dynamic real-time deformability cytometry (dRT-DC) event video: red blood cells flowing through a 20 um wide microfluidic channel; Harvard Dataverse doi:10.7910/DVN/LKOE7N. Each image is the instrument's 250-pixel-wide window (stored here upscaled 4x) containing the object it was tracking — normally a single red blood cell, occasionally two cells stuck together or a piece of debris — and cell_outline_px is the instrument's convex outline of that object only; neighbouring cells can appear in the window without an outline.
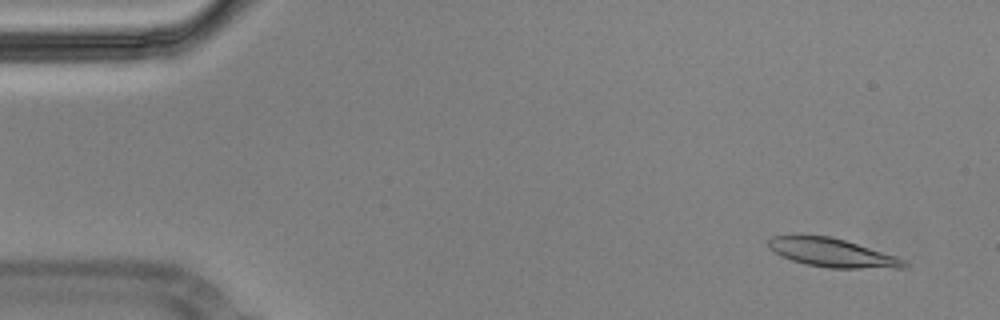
{"species": "Egyptian fruit bat (a non-hibernating species)", "species_latin": "Rousettus aegyptiacus", "temperature_condition": "cold", "stored_images_in_passage": 31, "camera_frame_rate_fps": 3000, "um_per_image_px": 0.085, "animal": {"sex": "male"}, "frame": {"image": 1, "passage_image": 4, "time_ms": 1.0, "image_size_px": [1000, 320], "cell_outline_px": [[908, 268], [828, 268], [804, 264], [780, 256], [768, 248], [768, 240], [772, 236], [832, 236], [896, 256], [904, 260], [908, 264]], "centroid_in_image_um": [70.74, 21.5], "position_along_channel_um": 14.3, "area_um2": 22.54}}
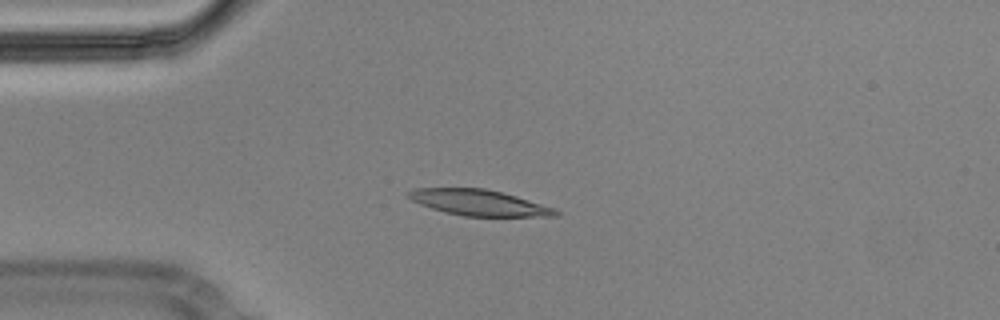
{"frame": {"image": 2, "passage_image": 14, "time_ms": 4.333, "image_size_px": [1000, 320], "cell_outline_px": [[560, 216], [464, 216], [444, 212], [420, 204], [404, 196], [404, 192], [412, 188], [484, 188], [516, 196], [556, 208], [560, 212]], "centroid_in_image_um": [40.67, 17.22], "position_along_channel_um": 44.3, "area_um2": 22.31}}